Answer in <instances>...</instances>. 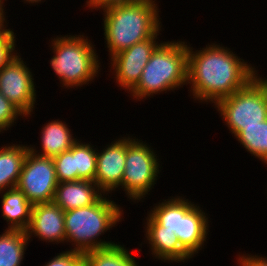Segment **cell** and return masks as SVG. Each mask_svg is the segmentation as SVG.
Segmentation results:
<instances>
[{"label":"cell","instance_id":"cell-1","mask_svg":"<svg viewBox=\"0 0 267 266\" xmlns=\"http://www.w3.org/2000/svg\"><path fill=\"white\" fill-rule=\"evenodd\" d=\"M222 45L211 42L195 51L188 45L187 84L195 101L214 106L256 77L255 66Z\"/></svg>","mask_w":267,"mask_h":266},{"label":"cell","instance_id":"cell-2","mask_svg":"<svg viewBox=\"0 0 267 266\" xmlns=\"http://www.w3.org/2000/svg\"><path fill=\"white\" fill-rule=\"evenodd\" d=\"M156 0H138L103 9V31L109 59L136 43L153 37L161 28Z\"/></svg>","mask_w":267,"mask_h":266},{"label":"cell","instance_id":"cell-3","mask_svg":"<svg viewBox=\"0 0 267 266\" xmlns=\"http://www.w3.org/2000/svg\"><path fill=\"white\" fill-rule=\"evenodd\" d=\"M107 196L104 194L92 205L64 212L66 242L74 247H69L70 250L86 253L118 244L99 238L106 231L110 232L124 217L121 206Z\"/></svg>","mask_w":267,"mask_h":266},{"label":"cell","instance_id":"cell-4","mask_svg":"<svg viewBox=\"0 0 267 266\" xmlns=\"http://www.w3.org/2000/svg\"><path fill=\"white\" fill-rule=\"evenodd\" d=\"M188 44L186 41H163L152 53L138 83L128 92L133 100L174 91L187 84Z\"/></svg>","mask_w":267,"mask_h":266},{"label":"cell","instance_id":"cell-5","mask_svg":"<svg viewBox=\"0 0 267 266\" xmlns=\"http://www.w3.org/2000/svg\"><path fill=\"white\" fill-rule=\"evenodd\" d=\"M88 38L83 33L51 37L49 46L54 55L50 65L64 89L91 84L100 74L101 62L95 45Z\"/></svg>","mask_w":267,"mask_h":266},{"label":"cell","instance_id":"cell-6","mask_svg":"<svg viewBox=\"0 0 267 266\" xmlns=\"http://www.w3.org/2000/svg\"><path fill=\"white\" fill-rule=\"evenodd\" d=\"M214 108L232 135L243 127L260 125L267 120V89L257 78H253L243 89L219 100Z\"/></svg>","mask_w":267,"mask_h":266},{"label":"cell","instance_id":"cell-7","mask_svg":"<svg viewBox=\"0 0 267 266\" xmlns=\"http://www.w3.org/2000/svg\"><path fill=\"white\" fill-rule=\"evenodd\" d=\"M148 143L126 137V159L121 188L134 204L145 199L154 188L160 174V159ZM160 168V169H159Z\"/></svg>","mask_w":267,"mask_h":266},{"label":"cell","instance_id":"cell-8","mask_svg":"<svg viewBox=\"0 0 267 266\" xmlns=\"http://www.w3.org/2000/svg\"><path fill=\"white\" fill-rule=\"evenodd\" d=\"M58 185L55 164L52 158L27 152L17 188L32 205L51 203Z\"/></svg>","mask_w":267,"mask_h":266},{"label":"cell","instance_id":"cell-9","mask_svg":"<svg viewBox=\"0 0 267 266\" xmlns=\"http://www.w3.org/2000/svg\"><path fill=\"white\" fill-rule=\"evenodd\" d=\"M23 60L18 53L0 70V92L29 119L36 109L37 91L32 69Z\"/></svg>","mask_w":267,"mask_h":266},{"label":"cell","instance_id":"cell-10","mask_svg":"<svg viewBox=\"0 0 267 266\" xmlns=\"http://www.w3.org/2000/svg\"><path fill=\"white\" fill-rule=\"evenodd\" d=\"M162 28L151 38L136 43L110 58V72L114 74L116 84L127 93L138 83L144 67L152 53L163 42L157 41Z\"/></svg>","mask_w":267,"mask_h":266},{"label":"cell","instance_id":"cell-11","mask_svg":"<svg viewBox=\"0 0 267 266\" xmlns=\"http://www.w3.org/2000/svg\"><path fill=\"white\" fill-rule=\"evenodd\" d=\"M189 199L180 196V225L177 238L181 246L194 257L204 249L209 235L208 214Z\"/></svg>","mask_w":267,"mask_h":266},{"label":"cell","instance_id":"cell-12","mask_svg":"<svg viewBox=\"0 0 267 266\" xmlns=\"http://www.w3.org/2000/svg\"><path fill=\"white\" fill-rule=\"evenodd\" d=\"M116 140V141H115ZM108 143L102 150H97V165L94 182L107 195L120 190L126 159V136ZM110 193V194H109Z\"/></svg>","mask_w":267,"mask_h":266},{"label":"cell","instance_id":"cell-13","mask_svg":"<svg viewBox=\"0 0 267 266\" xmlns=\"http://www.w3.org/2000/svg\"><path fill=\"white\" fill-rule=\"evenodd\" d=\"M26 233L30 242L36 236L48 243H66L64 211L53 202L32 205L31 222Z\"/></svg>","mask_w":267,"mask_h":266},{"label":"cell","instance_id":"cell-14","mask_svg":"<svg viewBox=\"0 0 267 266\" xmlns=\"http://www.w3.org/2000/svg\"><path fill=\"white\" fill-rule=\"evenodd\" d=\"M144 223L145 242L149 244L151 255L154 259L165 263H185L193 257L181 246L174 231L163 230L161 226L150 214L145 217Z\"/></svg>","mask_w":267,"mask_h":266},{"label":"cell","instance_id":"cell-15","mask_svg":"<svg viewBox=\"0 0 267 266\" xmlns=\"http://www.w3.org/2000/svg\"><path fill=\"white\" fill-rule=\"evenodd\" d=\"M104 193L94 181L78 180L58 183L53 203L64 212L96 203Z\"/></svg>","mask_w":267,"mask_h":266},{"label":"cell","instance_id":"cell-16","mask_svg":"<svg viewBox=\"0 0 267 266\" xmlns=\"http://www.w3.org/2000/svg\"><path fill=\"white\" fill-rule=\"evenodd\" d=\"M66 122L56 119L44 124L40 135V148L36 149V145H28L29 151L36 155L53 158L62 152L68 151L72 145L78 140L68 128Z\"/></svg>","mask_w":267,"mask_h":266},{"label":"cell","instance_id":"cell-17","mask_svg":"<svg viewBox=\"0 0 267 266\" xmlns=\"http://www.w3.org/2000/svg\"><path fill=\"white\" fill-rule=\"evenodd\" d=\"M1 215L6 229L26 231L31 222L32 204L17 187L0 192Z\"/></svg>","mask_w":267,"mask_h":266},{"label":"cell","instance_id":"cell-18","mask_svg":"<svg viewBox=\"0 0 267 266\" xmlns=\"http://www.w3.org/2000/svg\"><path fill=\"white\" fill-rule=\"evenodd\" d=\"M25 144H4L0 148V192L15 188L18 184L22 165L28 152Z\"/></svg>","mask_w":267,"mask_h":266},{"label":"cell","instance_id":"cell-19","mask_svg":"<svg viewBox=\"0 0 267 266\" xmlns=\"http://www.w3.org/2000/svg\"><path fill=\"white\" fill-rule=\"evenodd\" d=\"M124 244L83 253L84 266H139L136 256Z\"/></svg>","mask_w":267,"mask_h":266},{"label":"cell","instance_id":"cell-20","mask_svg":"<svg viewBox=\"0 0 267 266\" xmlns=\"http://www.w3.org/2000/svg\"><path fill=\"white\" fill-rule=\"evenodd\" d=\"M29 242L26 231L5 229L0 235V266H21Z\"/></svg>","mask_w":267,"mask_h":266},{"label":"cell","instance_id":"cell-21","mask_svg":"<svg viewBox=\"0 0 267 266\" xmlns=\"http://www.w3.org/2000/svg\"><path fill=\"white\" fill-rule=\"evenodd\" d=\"M235 139L248 153L267 165V120L257 126L243 127Z\"/></svg>","mask_w":267,"mask_h":266},{"label":"cell","instance_id":"cell-22","mask_svg":"<svg viewBox=\"0 0 267 266\" xmlns=\"http://www.w3.org/2000/svg\"><path fill=\"white\" fill-rule=\"evenodd\" d=\"M78 139L74 143V164L76 170V181H94L97 165V148L90 142H81Z\"/></svg>","mask_w":267,"mask_h":266},{"label":"cell","instance_id":"cell-23","mask_svg":"<svg viewBox=\"0 0 267 266\" xmlns=\"http://www.w3.org/2000/svg\"><path fill=\"white\" fill-rule=\"evenodd\" d=\"M155 205V206H154ZM149 213L161 226L163 230L174 231L179 234L180 225V196H172L168 199H163L160 203L153 204Z\"/></svg>","mask_w":267,"mask_h":266},{"label":"cell","instance_id":"cell-24","mask_svg":"<svg viewBox=\"0 0 267 266\" xmlns=\"http://www.w3.org/2000/svg\"><path fill=\"white\" fill-rule=\"evenodd\" d=\"M55 164L58 183L76 181V170L74 164V144L60 155L52 158Z\"/></svg>","mask_w":267,"mask_h":266},{"label":"cell","instance_id":"cell-25","mask_svg":"<svg viewBox=\"0 0 267 266\" xmlns=\"http://www.w3.org/2000/svg\"><path fill=\"white\" fill-rule=\"evenodd\" d=\"M19 117L26 116L0 92V134L9 130Z\"/></svg>","mask_w":267,"mask_h":266},{"label":"cell","instance_id":"cell-26","mask_svg":"<svg viewBox=\"0 0 267 266\" xmlns=\"http://www.w3.org/2000/svg\"><path fill=\"white\" fill-rule=\"evenodd\" d=\"M16 34L11 28L0 33V70L8 64L17 54Z\"/></svg>","mask_w":267,"mask_h":266},{"label":"cell","instance_id":"cell-27","mask_svg":"<svg viewBox=\"0 0 267 266\" xmlns=\"http://www.w3.org/2000/svg\"><path fill=\"white\" fill-rule=\"evenodd\" d=\"M44 266H84L83 253L68 249L57 253Z\"/></svg>","mask_w":267,"mask_h":266},{"label":"cell","instance_id":"cell-28","mask_svg":"<svg viewBox=\"0 0 267 266\" xmlns=\"http://www.w3.org/2000/svg\"><path fill=\"white\" fill-rule=\"evenodd\" d=\"M239 257L236 258L238 266H267V257H262L261 255H250L246 254H237Z\"/></svg>","mask_w":267,"mask_h":266},{"label":"cell","instance_id":"cell-29","mask_svg":"<svg viewBox=\"0 0 267 266\" xmlns=\"http://www.w3.org/2000/svg\"><path fill=\"white\" fill-rule=\"evenodd\" d=\"M138 0H87L86 1V7L89 9L94 10H100L102 11L103 9H106L110 6H115V5H121V4H127V3H132Z\"/></svg>","mask_w":267,"mask_h":266},{"label":"cell","instance_id":"cell-30","mask_svg":"<svg viewBox=\"0 0 267 266\" xmlns=\"http://www.w3.org/2000/svg\"><path fill=\"white\" fill-rule=\"evenodd\" d=\"M6 12L4 9H0V33L5 29L8 28L7 19H6Z\"/></svg>","mask_w":267,"mask_h":266},{"label":"cell","instance_id":"cell-31","mask_svg":"<svg viewBox=\"0 0 267 266\" xmlns=\"http://www.w3.org/2000/svg\"><path fill=\"white\" fill-rule=\"evenodd\" d=\"M260 74H258V70H256V77L264 84V86L266 87V89H267V77H264V78H262V75H260Z\"/></svg>","mask_w":267,"mask_h":266},{"label":"cell","instance_id":"cell-32","mask_svg":"<svg viewBox=\"0 0 267 266\" xmlns=\"http://www.w3.org/2000/svg\"><path fill=\"white\" fill-rule=\"evenodd\" d=\"M23 1H24L23 3H26V4L29 3L30 5H31V4H32V5H34V4H35V5H36V4H39V2H41V1L43 2V0H23ZM44 1H45V0H44Z\"/></svg>","mask_w":267,"mask_h":266},{"label":"cell","instance_id":"cell-33","mask_svg":"<svg viewBox=\"0 0 267 266\" xmlns=\"http://www.w3.org/2000/svg\"><path fill=\"white\" fill-rule=\"evenodd\" d=\"M4 1H7V0H0V9H6L4 5L5 3Z\"/></svg>","mask_w":267,"mask_h":266}]
</instances>
